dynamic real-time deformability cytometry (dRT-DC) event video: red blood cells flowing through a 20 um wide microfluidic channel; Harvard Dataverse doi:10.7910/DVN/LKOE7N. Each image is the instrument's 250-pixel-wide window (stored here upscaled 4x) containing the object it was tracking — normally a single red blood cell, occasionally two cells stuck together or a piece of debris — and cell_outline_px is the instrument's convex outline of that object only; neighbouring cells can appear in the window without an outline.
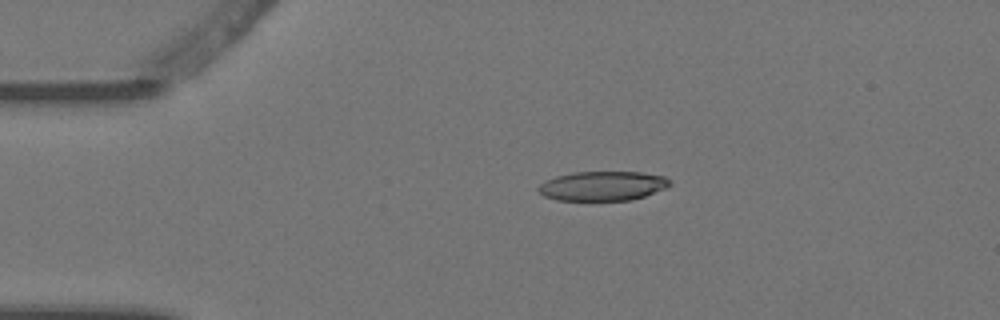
{"species": "Egyptian fruit bat (a non-hibernating species)", "species_latin": "Rousettus aegyptiacus", "temperature_condition": "warm", "stored_images_in_passage": 4, "camera_frame_rate_fps": 3000, "um_per_image_px": 0.085, "animal": {"sex": "female"}, "frame": {"image": 1, "passage_image": 3, "time_ms": 0.667, "image_size_px": [1000, 320], "cell_outline_px": [[672, 184], [664, 188], [644, 196], [632, 200], [556, 200], [544, 196], [536, 188], [540, 184], [556, 176], [572, 172], [640, 172], [664, 176]], "centroid_in_image_um": [51.2, 15.8], "position_along_channel_um": 33.8, "area_um2": 22.37}}